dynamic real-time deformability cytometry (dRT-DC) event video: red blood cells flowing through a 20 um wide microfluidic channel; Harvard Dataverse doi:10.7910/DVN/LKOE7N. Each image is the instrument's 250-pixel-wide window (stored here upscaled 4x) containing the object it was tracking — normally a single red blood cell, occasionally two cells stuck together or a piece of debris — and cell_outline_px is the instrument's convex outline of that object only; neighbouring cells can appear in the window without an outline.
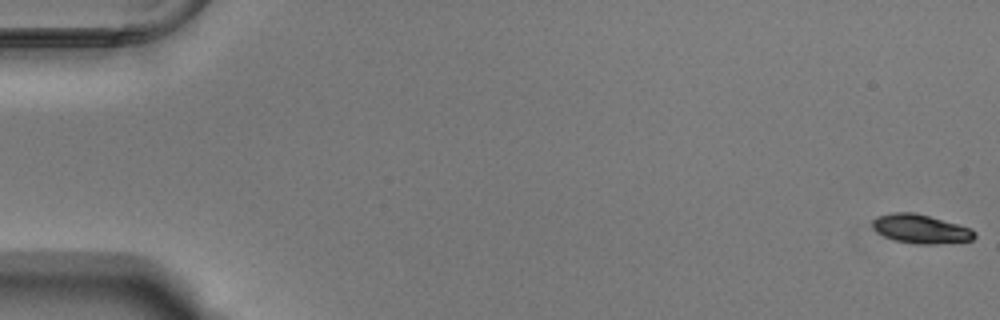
{"species": "Egyptian fruit bat (a non-hibernating species)", "species_latin": "Rousettus aegyptiacus", "temperature_condition": "warm", "stored_images_in_passage": 55, "camera_frame_rate_fps": 3000, "um_per_image_px": 0.085, "animal": {"sex": "male"}, "frame": {"image": 1, "passage_image": 1, "time_ms": 0.0, "image_size_px": [1000, 320], "cell_outline_px": [[976, 236], [972, 240], [936, 244], [916, 244], [896, 240], [884, 236], [876, 232], [872, 228], [872, 220], [876, 216], [892, 212], [912, 212], [928, 216], [972, 228], [976, 232]], "centroid_in_image_um": [78.24, 19.45], "position_along_channel_um": 6.8, "area_um2": 17.22}}
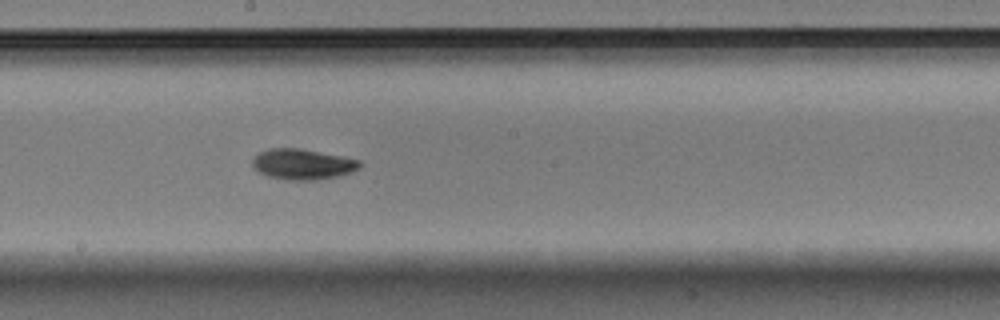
{"frame": {"image": 2, "passage_image": 31, "time_ms": 10.0, "image_size_px": [1000, 320], "cell_outline_px": [[364, 164], [360, 168], [352, 172], [340, 176], [316, 180], [284, 180], [268, 176], [256, 172], [252, 168], [252, 160], [260, 152], [268, 148], [300, 148], [344, 156], [360, 160]], "centroid_in_image_um": [25.74, 13.96], "position_along_channel_um": 222.5, "area_um2": 19.59}}
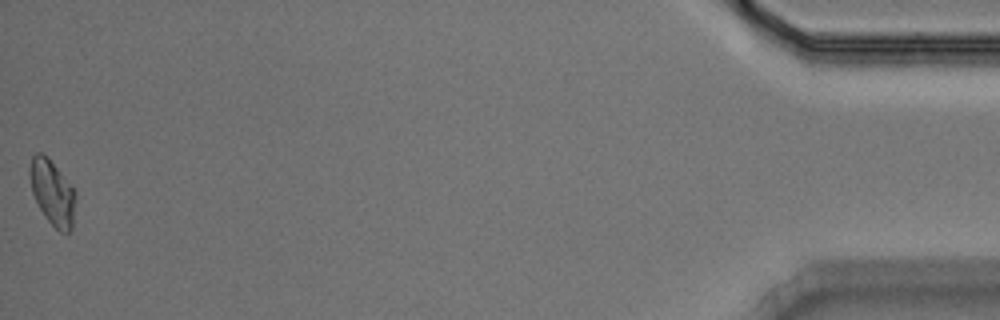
{"frame": {"image": 3, "passage_image": 55, "time_ms": 18.0, "image_size_px": [1000, 320], "cell_outline_px": [[76, 196], [72, 228], [68, 232], [60, 232], [44, 216], [32, 192], [28, 172], [28, 168], [32, 156], [36, 152], [40, 152], [48, 156], [76, 192]], "centroid_in_image_um": [4.44, 16.33], "position_along_channel_um": 430.8, "area_um2": 17.4}, "authors_computed_cell_mechanics": {"area_um2": 17.629, "velocity_mm_per_s": 3.7595, "shape_relaxation_time_tau1_ms": 2.6117, "shape_relaxation_time_tau2_ms": null, "deformation_change_tau1": 0.0959, "deformation_change_tau2": null}}